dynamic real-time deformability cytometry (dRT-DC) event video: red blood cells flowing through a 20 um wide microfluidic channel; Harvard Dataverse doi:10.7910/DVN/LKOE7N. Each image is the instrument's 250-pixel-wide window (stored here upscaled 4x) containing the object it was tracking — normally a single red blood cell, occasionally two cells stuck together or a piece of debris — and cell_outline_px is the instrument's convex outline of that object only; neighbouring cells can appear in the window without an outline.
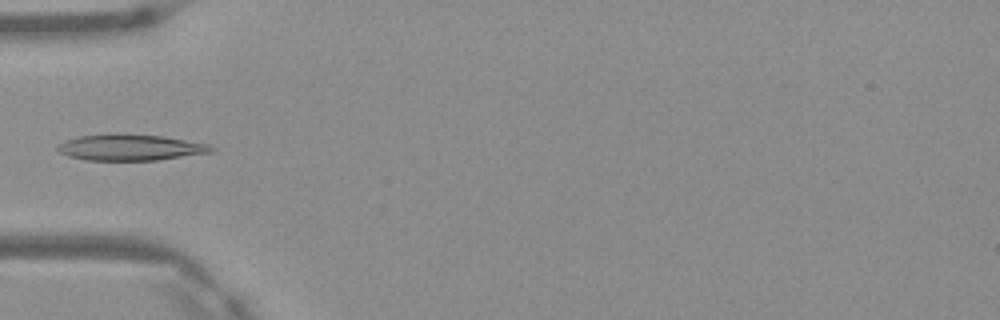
{"species": "Egyptian fruit bat (a non-hibernating species)", "species_latin": "Rousettus aegyptiacus", "temperature_condition": "warm", "stored_images_in_passage": 4, "camera_frame_rate_fps": 3000, "um_per_image_px": 0.085, "frame": {"image": 1, "passage_image": 4, "time_ms": 1.0, "image_size_px": [1000, 320], "cell_outline_px": [[216, 148], [212, 152], [156, 160], [88, 160], [68, 156], [60, 152], [56, 148], [64, 140], [80, 136], [108, 132], [116, 132], [164, 136], [208, 144]], "centroid_in_image_um": [11.06, 12.5], "position_along_channel_um": 73.9, "area_um2": 23.7}}